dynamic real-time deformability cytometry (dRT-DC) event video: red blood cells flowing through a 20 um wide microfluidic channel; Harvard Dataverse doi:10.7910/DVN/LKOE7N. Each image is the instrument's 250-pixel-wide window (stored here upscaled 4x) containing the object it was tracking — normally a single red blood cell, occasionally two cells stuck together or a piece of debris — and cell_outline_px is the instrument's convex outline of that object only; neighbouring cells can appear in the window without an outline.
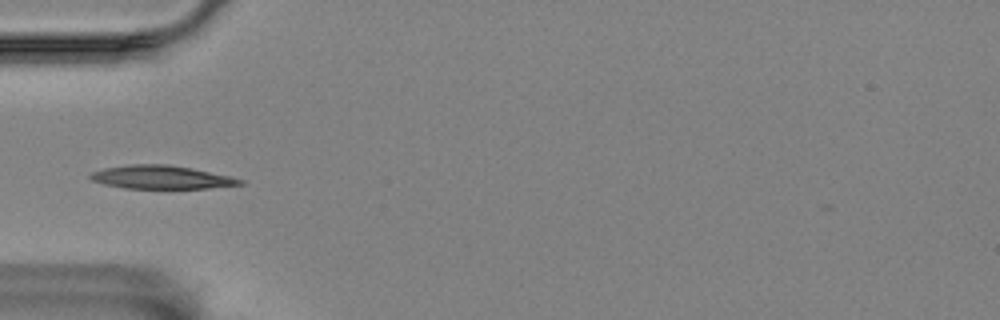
{"species": "Egyptian fruit bat (a non-hibernating species)", "species_latin": "Rousettus aegyptiacus", "temperature_condition": "room temperature", "stored_images_in_passage": 39, "camera_frame_rate_fps": 3000, "um_per_image_px": 0.085, "animal": {"sex": "female"}, "frame": {"image": 1, "passage_image": 1, "time_ms": 0.0, "image_size_px": [1000, 320], "cell_outline_px": [[244, 184], [208, 188], [124, 188], [104, 184], [92, 180], [88, 176], [92, 172], [104, 168], [132, 164], [168, 164], [192, 168], [232, 176], [244, 180]], "centroid_in_image_um": [13.74, 15.06], "position_along_channel_um": 71.3, "area_um2": 20.35}}
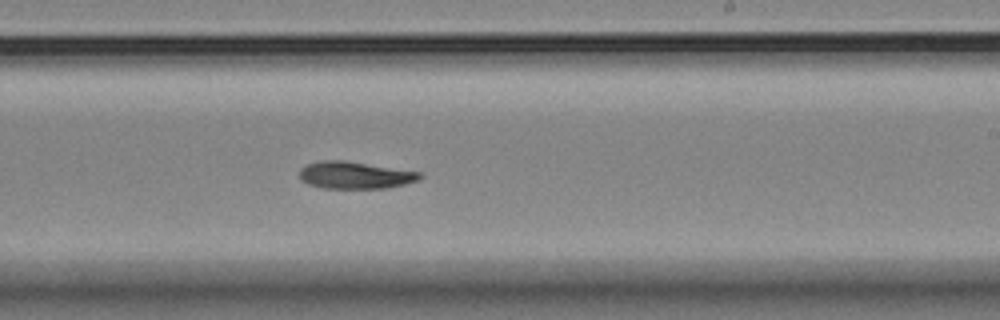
{"frame": {"image": 2, "passage_image": 17, "time_ms": 5.333, "image_size_px": [1000, 320], "cell_outline_px": [[424, 176], [420, 180], [388, 188], [320, 188], [308, 184], [300, 180], [300, 168], [308, 164], [324, 160], [344, 160], [424, 172]], "centroid_in_image_um": [30.23, 14.89], "position_along_channel_um": 258.8, "area_um2": 19.31}}
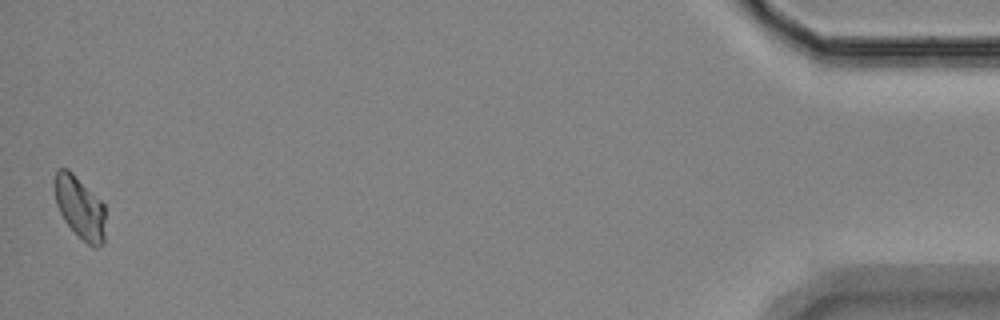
{"frame": {"image": 3, "passage_image": 39, "time_ms": 12.667, "image_size_px": [1000, 320], "cell_outline_px": [[104, 244], [96, 248], [92, 248], [64, 220], [56, 204], [56, 172], [60, 168], [68, 168], [104, 204]], "centroid_in_image_um": [6.82, 17.67], "position_along_channel_um": 428.4, "area_um2": 17.98}, "authors_computed_cell_mechanics": {"area_um2": 19.0162, "velocity_mm_per_s": 3.5061, "shape_relaxation_time_tau1_ms": 8.1778, "shape_relaxation_time_tau2_ms": null, "deformation_change_tau1": 0.1718, "deformation_change_tau2": null}}